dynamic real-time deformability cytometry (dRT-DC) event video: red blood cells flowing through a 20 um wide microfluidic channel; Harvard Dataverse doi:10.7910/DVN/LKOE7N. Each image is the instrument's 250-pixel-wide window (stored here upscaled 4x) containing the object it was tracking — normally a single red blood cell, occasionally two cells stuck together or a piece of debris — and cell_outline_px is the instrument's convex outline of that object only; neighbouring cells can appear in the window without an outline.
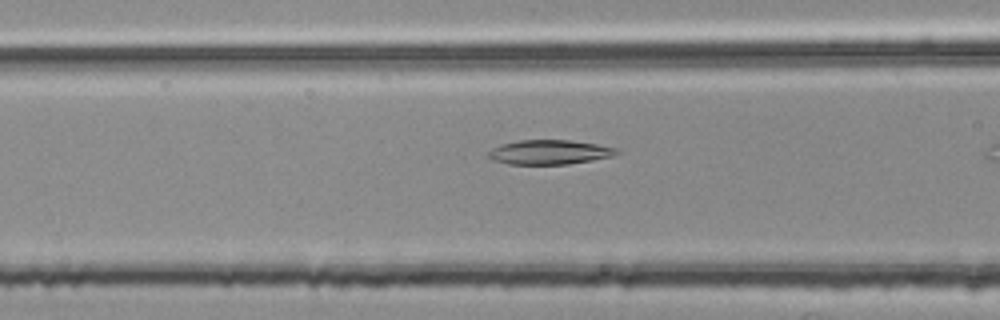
{"species": "common noctule bat (a hibernating species)", "species_latin": "Nyctalus noctula", "temperature_condition": "room temperature", "stored_images_in_passage": 17, "camera_frame_rate_fps": 3000, "um_per_image_px": 0.085, "animal": {"sex": "female", "body_mass_g": 25.1}, "frame": {"image": 1, "passage_image": 12, "time_ms": 3.667, "image_size_px": [1000, 320], "cell_outline_px": [[620, 152], [612, 156], [592, 160], [568, 164], [508, 164], [492, 160], [488, 156], [488, 152], [492, 148], [500, 144], [520, 140], [568, 140], [596, 144], [620, 148]], "centroid_in_image_um": [46.7, 12.93], "position_along_channel_um": 119.9, "area_um2": 18.32}}
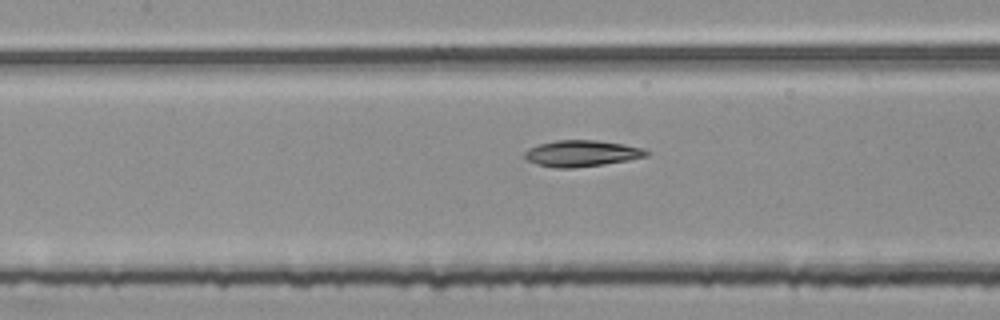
{"frame": {"image": 2, "passage_image": 15, "time_ms": 4.667, "image_size_px": [1000, 320], "cell_outline_px": [[648, 156], [628, 160], [604, 164], [572, 168], [556, 168], [536, 164], [528, 160], [524, 156], [524, 152], [528, 148], [540, 144], [556, 140], [596, 140], [624, 144], [640, 148], [648, 152]], "centroid_in_image_um": [49.41, 13.04], "position_along_channel_um": 158.0, "area_um2": 18.5}}